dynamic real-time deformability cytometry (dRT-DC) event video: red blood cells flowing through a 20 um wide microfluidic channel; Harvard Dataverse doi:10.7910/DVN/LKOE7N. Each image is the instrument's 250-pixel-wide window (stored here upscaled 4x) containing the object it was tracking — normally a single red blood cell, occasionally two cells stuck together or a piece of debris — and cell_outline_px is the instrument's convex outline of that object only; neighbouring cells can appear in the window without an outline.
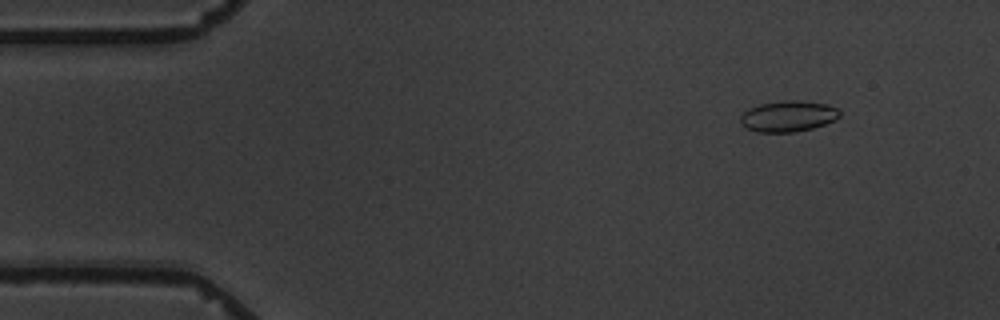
{"species": "common noctule bat (a hibernating species)", "species_latin": "Nyctalus noctula", "temperature_condition": "warm", "stored_images_in_passage": 5, "camera_frame_rate_fps": 3000, "um_per_image_px": 0.085, "animal": {"sex": "male", "body_mass_g": 19.5, "forearm_length_mm": 54.6}, "frame": {"image": 1, "passage_image": 2, "time_ms": 1.333, "image_size_px": [1000, 320], "cell_outline_px": [[840, 116], [836, 120], [812, 128], [796, 132], [756, 132], [748, 128], [740, 120], [740, 116], [744, 112], [760, 104], [784, 100], [800, 100], [828, 104], [836, 108], [840, 112]], "centroid_in_image_um": [67.04, 9.87], "position_along_channel_um": 18.0, "area_um2": 17.8}}
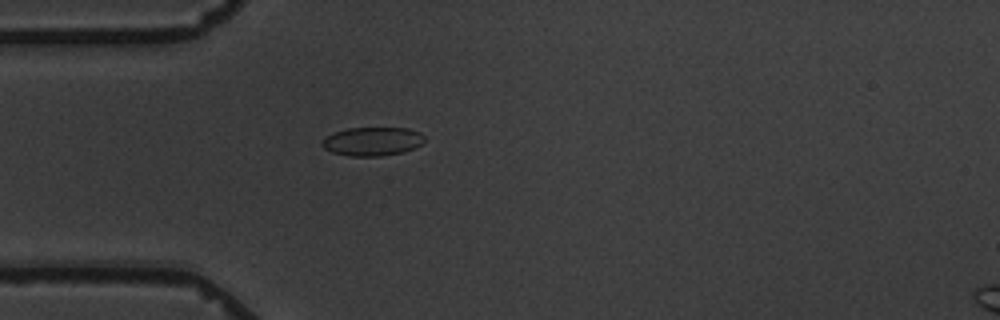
{"frame": {"image": 2, "passage_image": 5, "time_ms": 4.667, "image_size_px": [1000, 320], "cell_outline_px": [[424, 140], [416, 148], [404, 152], [380, 156], [348, 156], [332, 152], [324, 148], [320, 144], [324, 136], [348, 128], [408, 128], [420, 132], [424, 136]], "centroid_in_image_um": [31.64, 12.02], "position_along_channel_um": 53.4, "area_um2": 17.22}}